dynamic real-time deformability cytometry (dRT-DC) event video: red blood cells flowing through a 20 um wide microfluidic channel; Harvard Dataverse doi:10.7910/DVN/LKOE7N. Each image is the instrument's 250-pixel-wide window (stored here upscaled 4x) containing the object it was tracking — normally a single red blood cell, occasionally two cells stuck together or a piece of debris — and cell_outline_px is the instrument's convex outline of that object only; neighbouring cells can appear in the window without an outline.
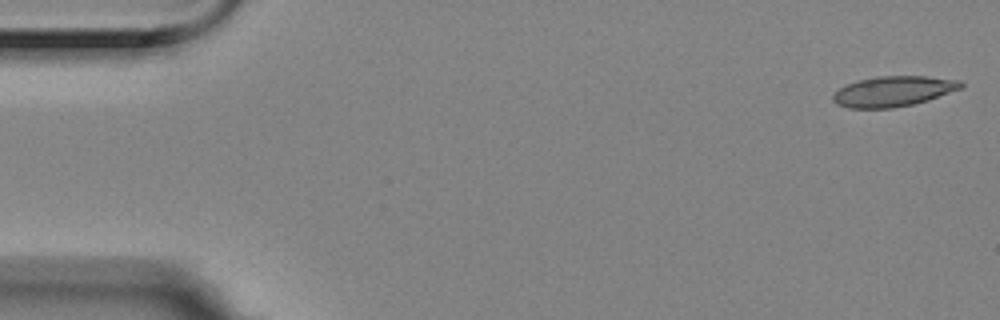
{"species": "Egyptian fruit bat (a non-hibernating species)", "species_latin": "Rousettus aegyptiacus", "temperature_condition": "room temperature", "stored_images_in_passage": 3, "camera_frame_rate_fps": 3000, "um_per_image_px": 0.085, "animal": {"sex": "female"}, "frame": {"image": 1, "passage_image": 1, "time_ms": 0.0, "image_size_px": [1000, 320], "cell_outline_px": [[964, 88], [928, 100], [912, 104], [892, 108], [848, 108], [836, 104], [832, 100], [832, 96], [840, 88], [856, 80], [876, 76], [924, 76], [960, 80], [964, 84]], "centroid_in_image_um": [75.95, 7.76], "position_along_channel_um": 9.1, "area_um2": 22.72}}